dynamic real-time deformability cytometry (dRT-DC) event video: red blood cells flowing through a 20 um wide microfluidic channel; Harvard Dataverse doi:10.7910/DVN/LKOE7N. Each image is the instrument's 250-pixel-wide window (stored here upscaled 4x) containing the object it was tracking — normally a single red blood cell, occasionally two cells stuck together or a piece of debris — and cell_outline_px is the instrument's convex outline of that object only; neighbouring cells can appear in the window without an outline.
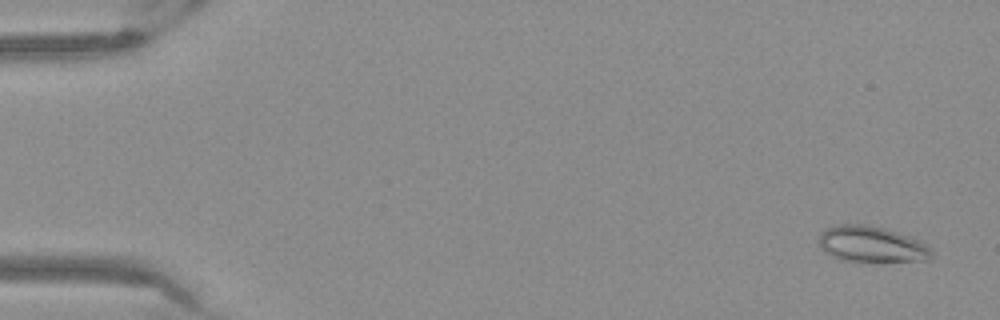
{"species": "Egyptian fruit bat (a non-hibernating species)", "species_latin": "Rousettus aegyptiacus", "temperature_condition": "warm", "stored_images_in_passage": 54, "camera_frame_rate_fps": 3000, "um_per_image_px": 0.085, "frame": {"image": 1, "passage_image": 3, "time_ms": 0.667, "image_size_px": [1000, 320], "cell_outline_px": [[932, 256], [928, 260], [840, 260], [832, 256], [820, 244], [820, 232], [828, 228], [840, 224], [868, 224], [884, 228], [920, 240], [928, 244], [932, 248]], "centroid_in_image_um": [74.13, 20.73], "position_along_channel_um": 10.9, "area_um2": 23.06}}
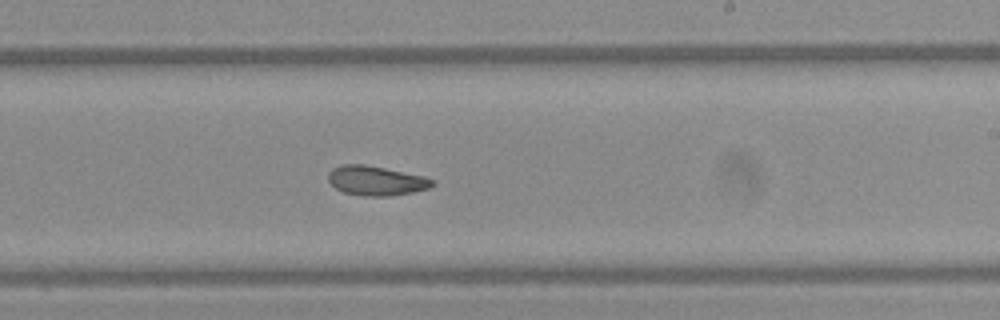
{"frame": {"image": 2, "passage_image": 33, "time_ms": 10.667, "image_size_px": [1000, 320], "cell_outline_px": [[436, 184], [428, 188], [412, 192], [392, 196], [364, 196], [344, 192], [336, 188], [328, 180], [328, 172], [332, 168], [344, 164], [364, 164], [424, 176], [436, 180]], "centroid_in_image_um": [31.98, 15.36], "position_along_channel_um": 257.0, "area_um2": 17.92}}
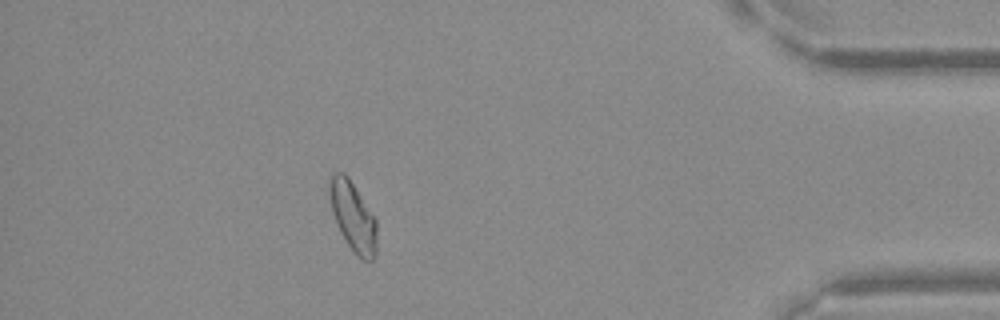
{"frame": {"image": 3, "passage_image": 48, "time_ms": 15.667, "image_size_px": [1000, 320], "cell_outline_px": [[376, 256], [372, 260], [364, 260], [348, 244], [340, 232], [336, 224], [332, 212], [328, 196], [328, 184], [332, 176], [336, 172], [344, 172], [348, 176], [376, 220]], "centroid_in_image_um": [29.97, 18.37], "position_along_channel_um": 405.2, "area_um2": 18.9}}